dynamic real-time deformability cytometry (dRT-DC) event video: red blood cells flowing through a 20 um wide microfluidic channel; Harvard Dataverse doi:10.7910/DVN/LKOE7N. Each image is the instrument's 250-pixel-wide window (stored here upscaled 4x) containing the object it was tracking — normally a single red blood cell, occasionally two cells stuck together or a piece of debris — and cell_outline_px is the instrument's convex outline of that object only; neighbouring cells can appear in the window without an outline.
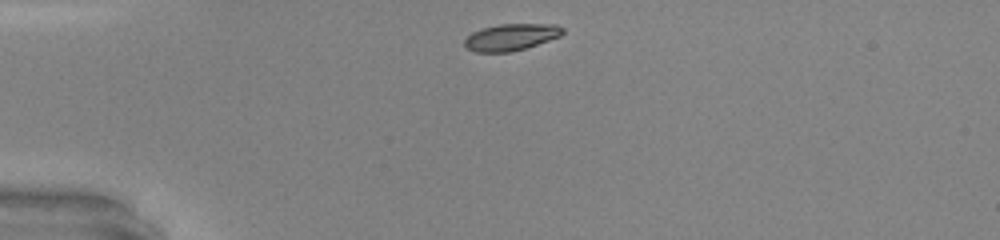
{"species": "common noctule bat (a hibernating species)", "species_latin": "Nyctalus noctula", "temperature_condition": "warm", "stored_images_in_passage": 29, "camera_frame_rate_fps": 3000, "um_per_image_px": 0.085, "animal": {"sex": "male", "body_mass_g": 20.0, "forearm_length_mm": 53.3}, "frame": {"image": 1, "passage_image": 1, "time_ms": 0.0, "image_size_px": [1000, 240], "cell_outline_px": [[564, 32], [560, 36], [512, 52], [476, 52], [468, 48], [464, 44], [464, 40], [472, 32], [484, 28], [500, 24], [556, 24], [564, 28]], "centroid_in_image_um": [43.45, 3.15], "position_along_channel_um": 41.6, "area_um2": 15.09}}
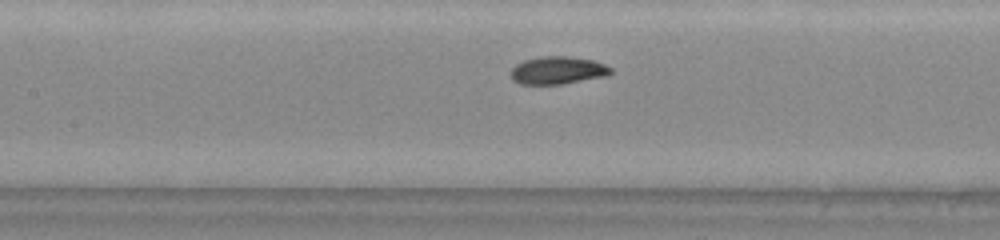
{"frame": {"image": 2, "passage_image": 12, "time_ms": 3.667, "image_size_px": [1000, 240], "cell_outline_px": [[612, 72], [608, 76], [560, 84], [520, 84], [512, 80], [508, 72], [516, 64], [524, 60], [540, 56], [568, 56], [592, 60], [604, 64], [612, 68]], "centroid_in_image_um": [47.37, 5.98], "position_along_channel_um": 160.0, "area_um2": 16.3}}
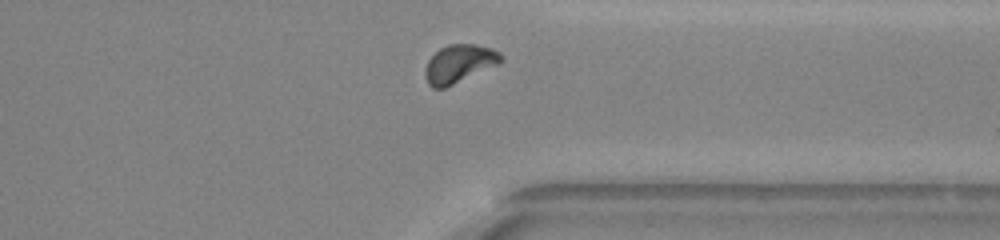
{"frame": {"image": 3, "passage_image": 27, "time_ms": 8.667, "image_size_px": [1000, 240], "cell_outline_px": [[504, 60], [500, 64], [444, 88], [432, 88], [428, 84], [424, 76], [424, 68], [428, 60], [440, 48], [448, 44], [476, 44], [492, 48], [500, 52], [504, 56]], "centroid_in_image_um": [39.05, 5.41], "position_along_channel_um": 372.3, "area_um2": 17.11}, "authors_computed_cell_mechanics": {"area_um2": 16.0684, "velocity_mm_per_s": 4.2562, "shape_relaxation_time_tau1_ms": 3.5322, "shape_relaxation_time_tau2_ms": 2.0107, "deformation_change_tau1": 0.1683, "deformation_change_tau2": 0.0353}}